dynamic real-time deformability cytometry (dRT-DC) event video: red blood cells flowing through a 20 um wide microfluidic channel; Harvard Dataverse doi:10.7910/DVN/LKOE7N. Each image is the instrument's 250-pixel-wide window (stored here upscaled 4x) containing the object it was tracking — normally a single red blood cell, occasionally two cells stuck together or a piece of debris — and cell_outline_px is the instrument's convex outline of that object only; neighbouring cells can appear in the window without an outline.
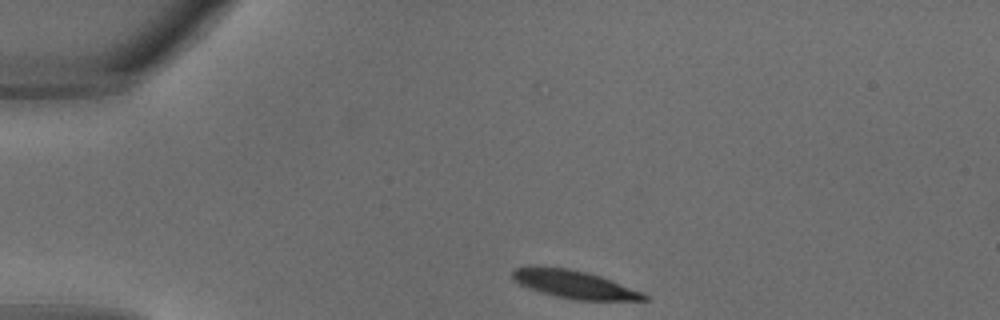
{"species": "common noctule bat (a hibernating species)", "species_latin": "Nyctalus noctula", "temperature_condition": "warm", "stored_images_in_passage": 27, "camera_frame_rate_fps": 3000, "um_per_image_px": 0.085, "animal": {"sex": "male", "body_mass_g": 18.8}, "frame": {"image": 1, "passage_image": 1, "time_ms": 0.0, "image_size_px": [1000, 320], "cell_outline_px": [[648, 300], [576, 300], [556, 296], [540, 292], [528, 288], [512, 280], [512, 268], [528, 264], [536, 264], [568, 268], [588, 272], [600, 276], [644, 292], [648, 296]], "centroid_in_image_um": [48.72, 24.13], "position_along_channel_um": 36.3, "area_um2": 22.02}}
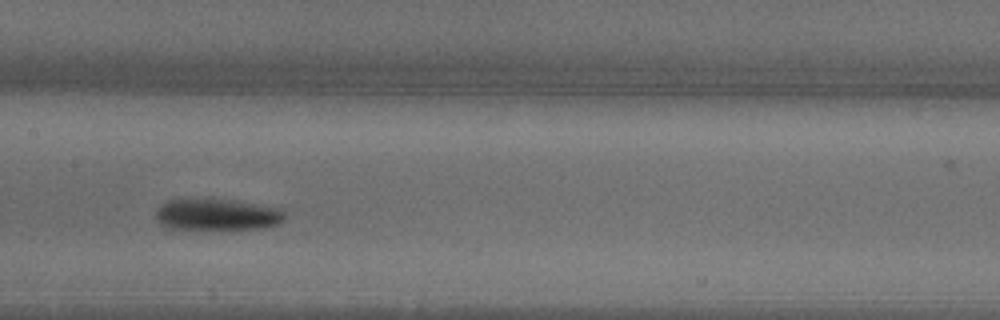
{"frame": {"image": 2, "passage_image": 11, "time_ms": 3.333, "image_size_px": [1000, 320], "cell_outline_px": [[284, 220], [280, 224], [268, 228], [164, 228], [156, 220], [156, 208], [160, 204], [168, 200], [232, 200], [284, 208]], "centroid_in_image_um": [18.49, 18.24], "position_along_channel_um": 188.9, "area_um2": 23.52}}
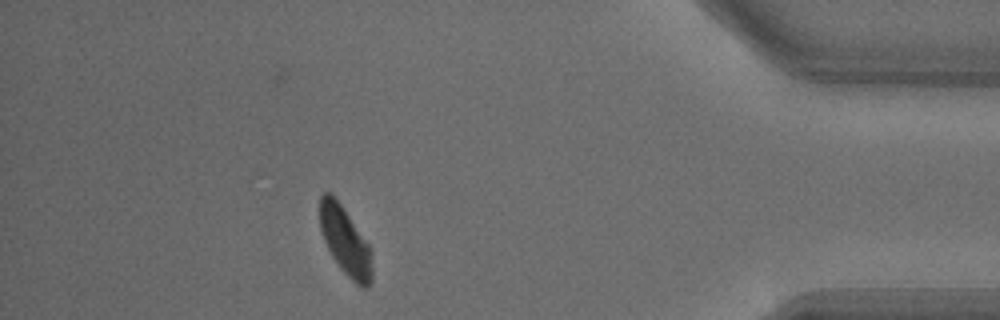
{"frame": {"image": 3, "passage_image": 24, "time_ms": 7.667, "image_size_px": [1000, 320], "cell_outline_px": [[372, 284], [368, 288], [364, 288], [356, 284], [340, 268], [332, 256], [324, 240], [320, 228], [320, 196], [324, 192], [328, 192], [340, 204], [368, 244], [372, 268]], "centroid_in_image_um": [29.34, 20.54], "position_along_channel_um": 405.9, "area_um2": 20.23}}